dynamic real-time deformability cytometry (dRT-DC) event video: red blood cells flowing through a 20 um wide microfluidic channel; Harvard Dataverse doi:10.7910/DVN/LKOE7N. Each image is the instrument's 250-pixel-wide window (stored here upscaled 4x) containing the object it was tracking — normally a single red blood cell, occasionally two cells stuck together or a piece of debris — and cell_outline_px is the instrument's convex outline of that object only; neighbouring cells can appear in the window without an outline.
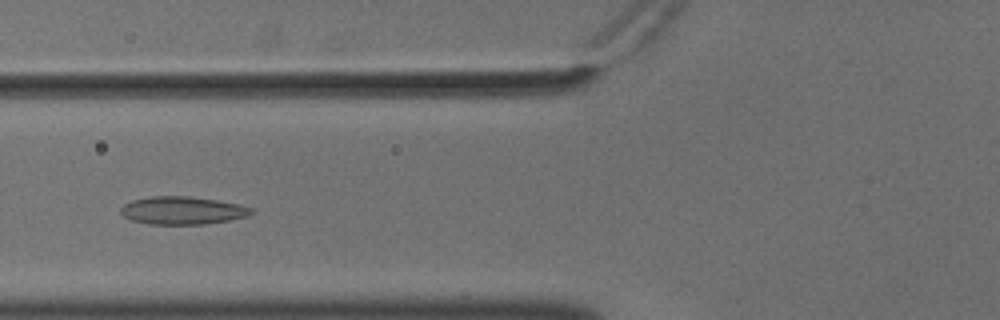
{"species": "common noctule bat (a hibernating species)", "species_latin": "Nyctalus noctula", "temperature_condition": "cold", "stored_images_in_passage": 57, "camera_frame_rate_fps": 3000, "um_per_image_px": 0.085, "animal": {"sex": "male", "body_mass_g": 18.8}, "frame": {"image": 1, "passage_image": 23, "time_ms": 7.333, "image_size_px": [1000, 320], "cell_outline_px": [[256, 212], [248, 216], [228, 220], [204, 224], [148, 224], [132, 220], [124, 216], [120, 212], [120, 208], [124, 204], [132, 200], [152, 196], [188, 196], [216, 200], [236, 204], [252, 208]], "centroid_in_image_um": [15.5, 17.89], "position_along_channel_um": 110.3, "area_um2": 21.1}}
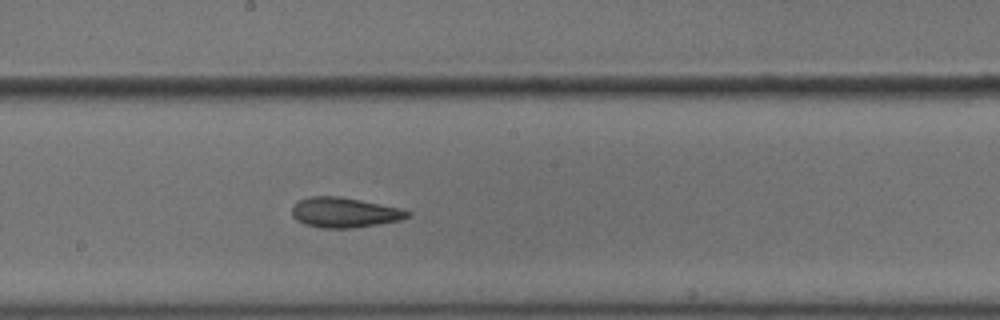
{"frame": {"image": 2, "passage_image": 32, "time_ms": 10.333, "image_size_px": [1000, 320], "cell_outline_px": [[412, 216], [400, 220], [352, 228], [320, 228], [304, 224], [296, 220], [292, 216], [292, 208], [300, 200], [308, 196], [336, 196], [360, 200], [400, 208], [412, 212]], "centroid_in_image_um": [29.27, 18.07], "position_along_channel_um": 218.9, "area_um2": 20.17}}
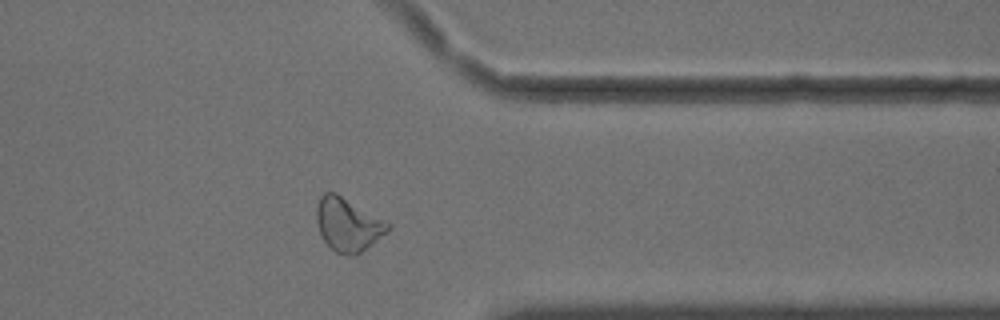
{"frame": {"image": 3, "passage_image": 46, "time_ms": 15.0, "image_size_px": [1000, 320], "cell_outline_px": [[392, 228], [388, 232], [360, 252], [352, 256], [348, 256], [336, 252], [324, 240], [320, 232], [316, 220], [316, 208], [320, 196], [324, 192], [336, 192], [384, 220]], "centroid_in_image_um": [29.55, 19.07], "position_along_channel_um": 381.8, "area_um2": 21.91}, "authors_computed_cell_mechanics": {"area_um2": 22.1374, "velocity_mm_per_s": 3.6035, "shape_relaxation_time_tau1_ms": null, "shape_relaxation_time_tau2_ms": 2.7449, "deformation_change_tau1": null, "deformation_change_tau2": 0.0904}}